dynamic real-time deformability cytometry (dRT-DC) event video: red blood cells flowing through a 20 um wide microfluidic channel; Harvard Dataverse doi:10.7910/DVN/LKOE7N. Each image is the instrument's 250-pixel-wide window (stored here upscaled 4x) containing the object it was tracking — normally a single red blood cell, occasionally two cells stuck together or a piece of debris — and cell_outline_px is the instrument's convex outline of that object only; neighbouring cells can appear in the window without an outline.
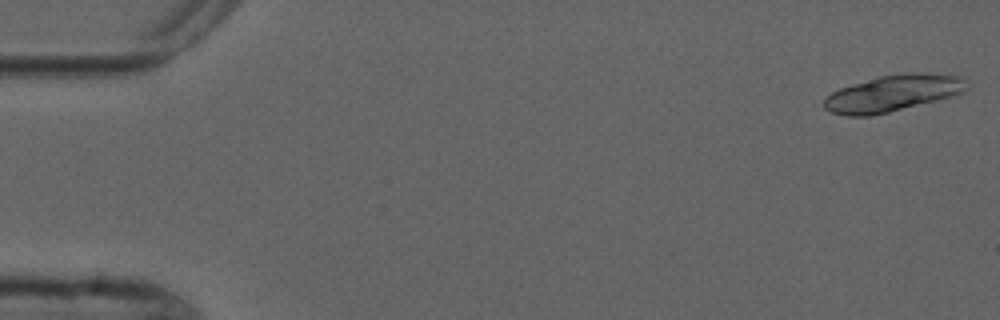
{"species": "common noctule bat (a hibernating species)", "species_latin": "Nyctalus noctula", "temperature_condition": "cold", "stored_images_in_passage": 7, "segment_of_instrument_passage": [1, 2], "camera_frame_rate_fps": 3000, "um_per_image_px": 0.085, "animal": {"sex": "male", "forearm_length_mm": 52.5}, "frame": {"image": 1, "passage_image": 1, "time_ms": 0.0, "image_size_px": [1000, 320], "cell_outline_px": [[968, 88], [964, 92], [936, 100], [888, 112], [868, 116], [844, 116], [832, 112], [824, 108], [824, 96], [840, 88], [852, 84], [880, 76], [912, 72], [956, 76], [964, 80]], "centroid_in_image_um": [75.82, 7.94], "position_along_channel_um": 9.2, "area_um2": 29.77}}